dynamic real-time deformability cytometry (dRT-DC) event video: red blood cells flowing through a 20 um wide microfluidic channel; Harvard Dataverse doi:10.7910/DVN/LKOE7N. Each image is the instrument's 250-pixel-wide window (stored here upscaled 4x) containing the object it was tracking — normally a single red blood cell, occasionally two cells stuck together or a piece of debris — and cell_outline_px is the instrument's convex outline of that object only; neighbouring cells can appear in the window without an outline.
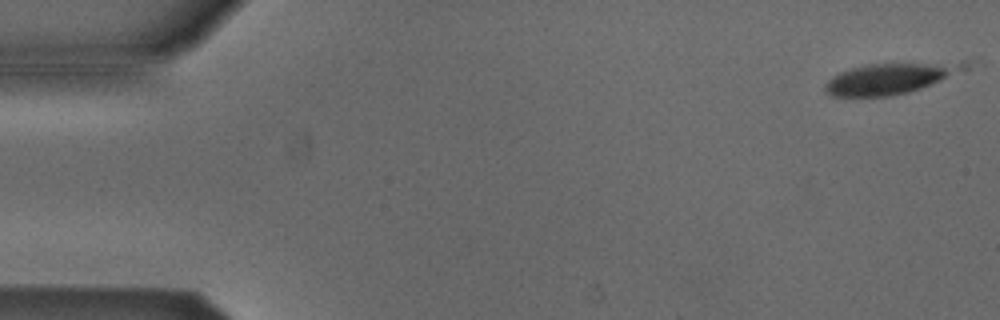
{"species": "Egyptian fruit bat (a non-hibernating species)", "species_latin": "Rousettus aegyptiacus", "temperature_condition": "cold", "stored_images_in_passage": 3, "camera_frame_rate_fps": 3000, "um_per_image_px": 0.085, "animal": {"sex": "male"}, "frame": {"image": 1, "passage_image": 1, "time_ms": 0.0, "image_size_px": [1000, 320], "cell_outline_px": [[944, 76], [920, 88], [908, 92], [888, 96], [832, 96], [824, 88], [824, 84], [832, 76], [840, 72], [852, 68], [868, 64], [936, 64], [944, 68]], "centroid_in_image_um": [75.03, 6.76], "position_along_channel_um": 10.0, "area_um2": 21.91}}